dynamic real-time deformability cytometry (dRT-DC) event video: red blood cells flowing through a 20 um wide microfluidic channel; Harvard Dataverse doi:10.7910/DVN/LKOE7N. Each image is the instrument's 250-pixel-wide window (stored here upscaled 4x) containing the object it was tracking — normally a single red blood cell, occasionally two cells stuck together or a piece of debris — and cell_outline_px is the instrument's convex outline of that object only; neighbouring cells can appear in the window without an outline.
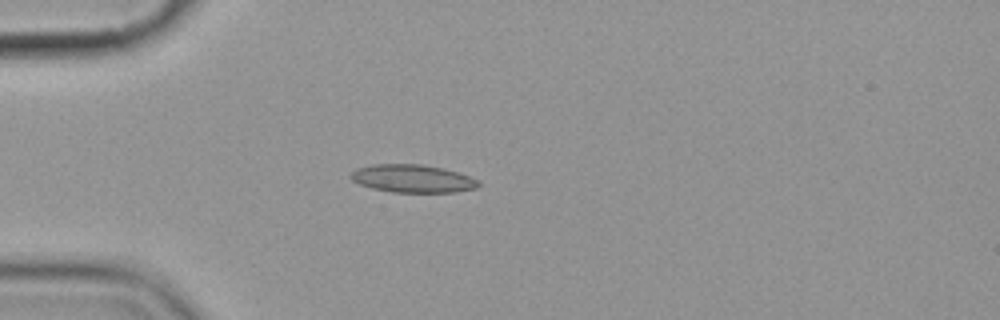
{"species": "common noctule bat (a hibernating species)", "species_latin": "Nyctalus noctula", "temperature_condition": "cold", "stored_images_in_passage": 3, "camera_frame_rate_fps": 3000, "um_per_image_px": 0.085, "animal": {"sex": "female", "body_mass_g": 19.9}, "frame": {"image": 1, "passage_image": 3, "time_ms": 2.333, "image_size_px": [1000, 320], "cell_outline_px": [[480, 184], [476, 188], [452, 192], [392, 192], [372, 188], [360, 184], [352, 180], [348, 176], [356, 168], [372, 164], [420, 164], [444, 168], [468, 176], [476, 180]], "centroid_in_image_um": [35.01, 15.17], "position_along_channel_um": 50.0, "area_um2": 20.63}}